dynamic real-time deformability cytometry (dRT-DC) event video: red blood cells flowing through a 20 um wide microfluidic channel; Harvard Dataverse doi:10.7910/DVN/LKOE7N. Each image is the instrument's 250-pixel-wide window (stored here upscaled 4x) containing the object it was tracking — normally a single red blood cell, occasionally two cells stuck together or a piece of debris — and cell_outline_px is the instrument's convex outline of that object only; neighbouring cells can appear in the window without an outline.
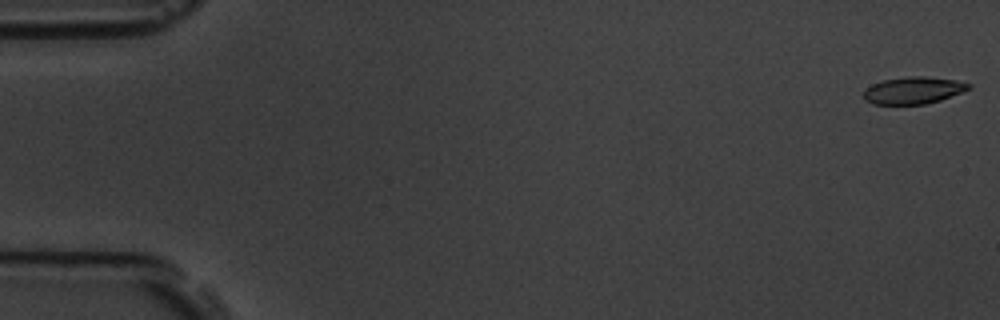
{"species": "common noctule bat (a hibernating species)", "species_latin": "Nyctalus noctula", "temperature_condition": "room temperature", "stored_images_in_passage": 14, "camera_frame_rate_fps": 3000, "um_per_image_px": 0.085, "animal": {"sex": "male", "body_mass_g": 19.5, "forearm_length_mm": 54.6}, "frame": {"image": 1, "passage_image": 1, "time_ms": 0.0, "image_size_px": [1000, 320], "cell_outline_px": [[972, 88], [940, 100], [924, 104], [872, 104], [864, 100], [864, 92], [872, 84], [884, 80], [908, 76], [924, 76], [956, 80], [972, 84]], "centroid_in_image_um": [77.65, 7.68], "position_along_channel_um": 7.3, "area_um2": 16.47}}